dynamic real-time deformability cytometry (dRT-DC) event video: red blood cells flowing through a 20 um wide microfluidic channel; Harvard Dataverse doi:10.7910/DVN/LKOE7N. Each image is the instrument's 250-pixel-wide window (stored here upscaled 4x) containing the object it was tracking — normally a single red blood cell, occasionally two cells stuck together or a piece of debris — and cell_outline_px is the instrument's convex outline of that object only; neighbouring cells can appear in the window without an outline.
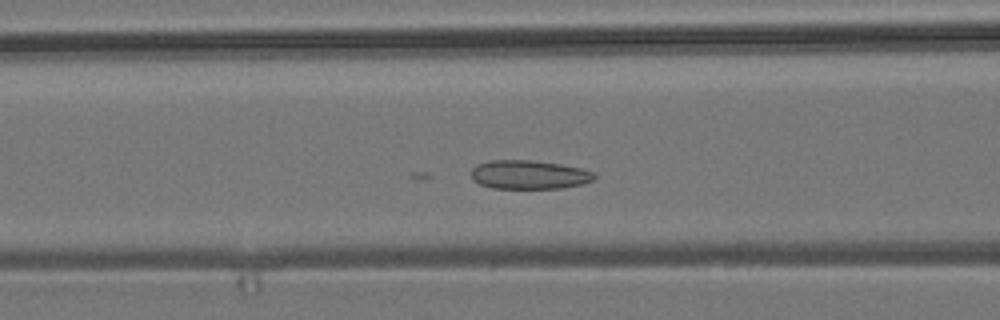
{"species": "common noctule bat (a hibernating species)", "species_latin": "Nyctalus noctula", "temperature_condition": "room temperature", "stored_images_in_passage": 49, "camera_frame_rate_fps": 3000, "um_per_image_px": 0.085, "animal": {"sex": "male", "body_mass_g": 19.2, "forearm_length_mm": 51.8}, "frame": {"image": 1, "passage_image": 16, "time_ms": 5.0, "image_size_px": [1000, 320], "cell_outline_px": [[596, 176], [592, 180], [584, 184], [564, 188], [492, 188], [480, 184], [472, 180], [472, 168], [476, 164], [488, 160], [532, 160], [560, 164], [580, 168], [596, 172]], "centroid_in_image_um": [44.97, 14.84], "position_along_channel_um": 121.6, "area_um2": 20.87}}
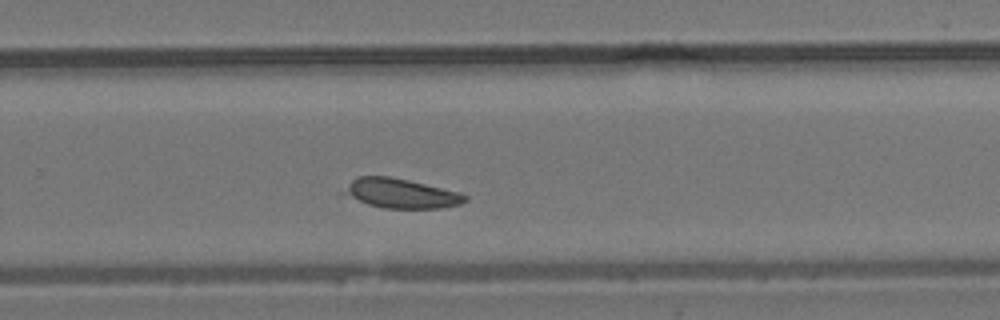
{"frame": {"image": 2, "passage_image": 30, "time_ms": 9.667, "image_size_px": [1000, 320], "cell_outline_px": [[468, 200], [460, 204], [440, 208], [384, 208], [368, 204], [340, 192], [356, 176], [388, 176], [408, 180], [460, 192], [468, 196]], "centroid_in_image_um": [34.09, 16.43], "position_along_channel_um": 295.7, "area_um2": 20.69}}
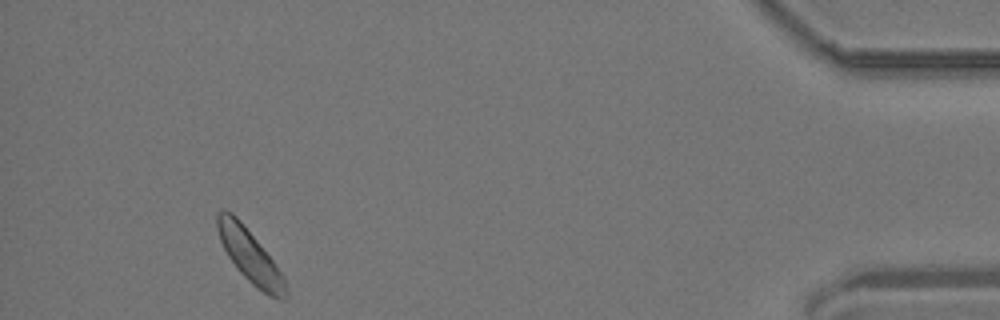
{"frame": {"image": 3, "passage_image": 45, "time_ms": 14.667, "image_size_px": [1000, 320], "cell_outline_px": [[288, 300], [284, 300], [268, 296], [252, 284], [236, 268], [228, 256], [220, 240], [216, 228], [216, 212], [224, 208], [232, 212], [240, 220], [272, 260], [284, 276], [288, 292]], "centroid_in_image_um": [21.24, 21.76], "position_along_channel_um": 414.0, "area_um2": 21.1}}